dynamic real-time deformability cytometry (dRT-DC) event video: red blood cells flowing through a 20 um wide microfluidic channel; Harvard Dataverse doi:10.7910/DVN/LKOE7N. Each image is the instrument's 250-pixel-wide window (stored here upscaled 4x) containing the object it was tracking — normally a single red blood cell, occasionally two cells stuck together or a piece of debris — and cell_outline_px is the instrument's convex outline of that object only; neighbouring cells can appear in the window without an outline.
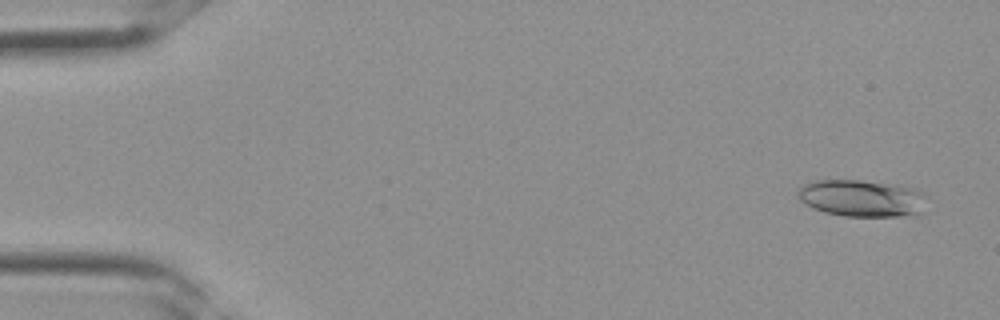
{"species": "Egyptian fruit bat (a non-hibernating species)", "species_latin": "Rousettus aegyptiacus", "temperature_condition": "room temperature", "stored_images_in_passage": 13, "camera_frame_rate_fps": 3000, "um_per_image_px": 0.085, "frame": {"image": 1, "passage_image": 2, "time_ms": 0.333, "image_size_px": [1000, 320], "cell_outline_px": [[924, 212], [912, 216], [844, 216], [824, 212], [812, 208], [804, 204], [800, 200], [800, 188], [804, 184], [816, 180], [860, 180], [896, 184], [912, 188], [924, 192]], "centroid_in_image_um": [73.29, 16.86], "position_along_channel_um": 11.7, "area_um2": 27.86}}
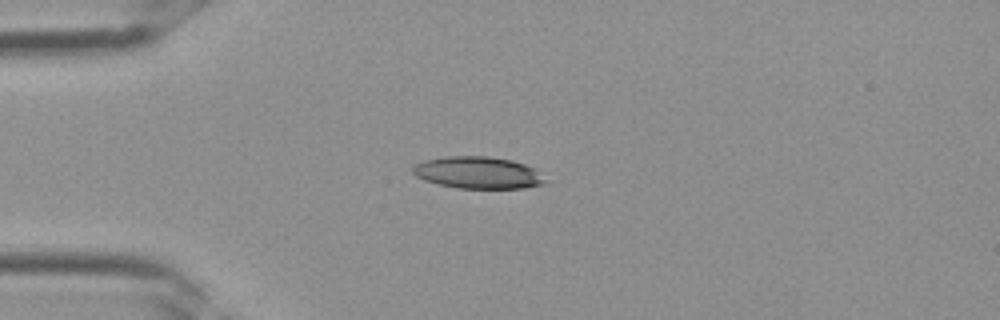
{"frame": {"image": 2, "passage_image": 9, "time_ms": 2.667, "image_size_px": [1000, 320], "cell_outline_px": [[548, 184], [524, 188], [456, 188], [436, 184], [424, 180], [416, 176], [412, 172], [412, 168], [416, 164], [424, 160], [444, 156], [488, 156], [512, 160], [524, 164], [532, 168], [548, 180]], "centroid_in_image_um": [40.63, 14.68], "position_along_channel_um": 44.4, "area_um2": 24.85}}
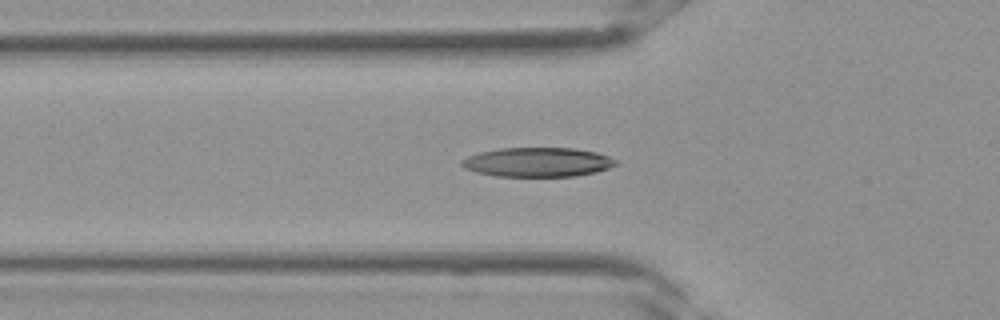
{"frame": {"image": 3, "passage_image": 12, "time_ms": 3.667, "image_size_px": [1000, 320], "cell_outline_px": [[620, 164], [596, 172], [576, 176], [496, 176], [476, 172], [464, 168], [460, 164], [460, 160], [468, 156], [480, 152], [496, 148], [576, 148], [596, 152], [608, 156], [616, 160]], "centroid_in_image_um": [45.69, 13.78], "position_along_channel_um": 80.1, "area_um2": 26.47}}